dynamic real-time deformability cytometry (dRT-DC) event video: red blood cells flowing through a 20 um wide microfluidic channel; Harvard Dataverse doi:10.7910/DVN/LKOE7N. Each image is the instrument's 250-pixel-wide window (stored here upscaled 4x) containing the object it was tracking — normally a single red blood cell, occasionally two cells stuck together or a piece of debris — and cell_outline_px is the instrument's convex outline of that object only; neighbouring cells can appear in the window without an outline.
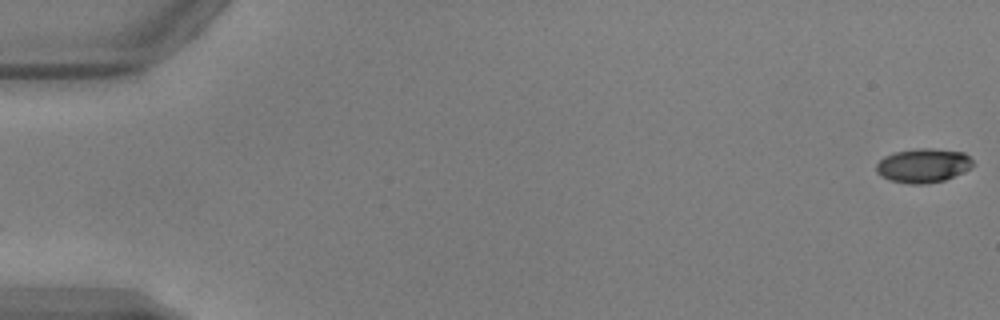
{"species": "common noctule bat (a hibernating species)", "species_latin": "Nyctalus noctula", "temperature_condition": "warm", "stored_images_in_passage": 54, "camera_frame_rate_fps": 3000, "um_per_image_px": 0.085, "animal": {"sex": "male", "body_mass_g": 17.9, "forearm_length_mm": 54.2}, "frame": {"image": 1, "passage_image": 1, "time_ms": 0.0, "image_size_px": [1000, 320], "cell_outline_px": [[972, 164], [968, 168], [944, 180], [928, 184], [908, 184], [892, 180], [876, 172], [876, 164], [884, 156], [896, 152], [916, 148], [928, 148], [964, 152], [972, 160]], "centroid_in_image_um": [78.44, 14.06], "position_along_channel_um": 6.6, "area_um2": 18.84}}
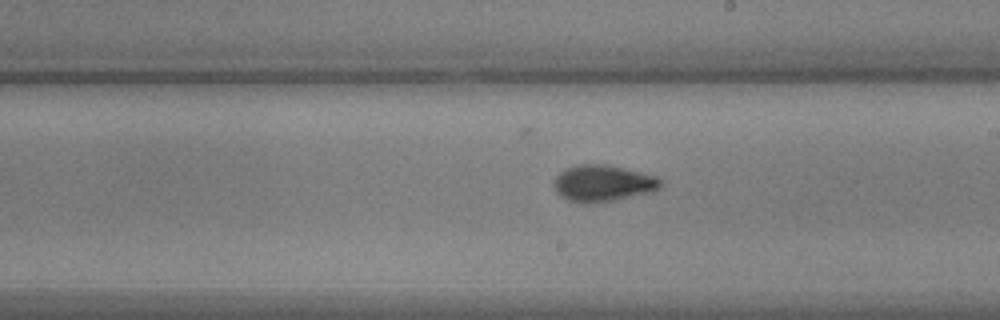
{"frame": {"image": 2, "passage_image": 31, "time_ms": 10.0, "image_size_px": [1000, 320], "cell_outline_px": [[664, 184], [660, 188], [652, 192], [616, 200], [568, 200], [560, 196], [556, 192], [552, 184], [556, 176], [560, 172], [568, 168], [580, 164], [608, 164], [656, 176], [664, 180]], "centroid_in_image_um": [51.31, 15.54], "position_along_channel_um": 237.7, "area_um2": 22.31}}
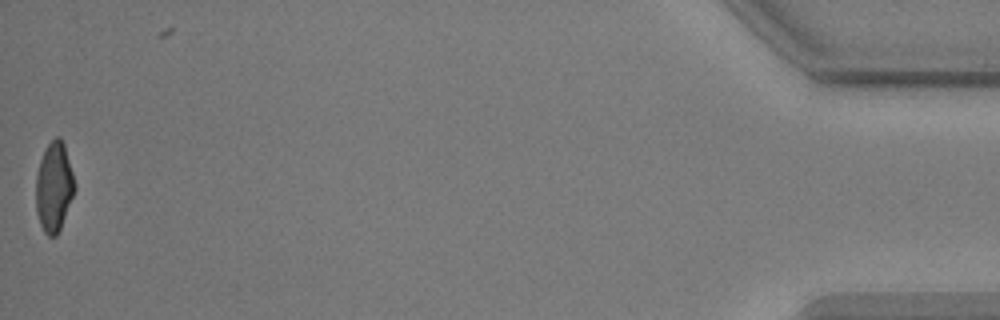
{"frame": {"image": 3, "passage_image": 53, "time_ms": 17.333, "image_size_px": [1000, 320], "cell_outline_px": [[76, 188], [60, 228], [56, 236], [48, 236], [44, 232], [40, 224], [36, 212], [36, 176], [40, 160], [48, 144], [56, 136], [60, 136], [64, 144], [76, 184]], "centroid_in_image_um": [4.59, 15.89], "position_along_channel_um": 430.6, "area_um2": 20.11}, "authors_computed_cell_mechanics": {"area_um2": 20.8947, "velocity_mm_per_s": 3.8764, "shape_relaxation_time_tau1_ms": 3.6699, "shape_relaxation_time_tau2_ms": 1.2529, "deformation_change_tau1": 0.1539, "deformation_change_tau2": 0.0633}}